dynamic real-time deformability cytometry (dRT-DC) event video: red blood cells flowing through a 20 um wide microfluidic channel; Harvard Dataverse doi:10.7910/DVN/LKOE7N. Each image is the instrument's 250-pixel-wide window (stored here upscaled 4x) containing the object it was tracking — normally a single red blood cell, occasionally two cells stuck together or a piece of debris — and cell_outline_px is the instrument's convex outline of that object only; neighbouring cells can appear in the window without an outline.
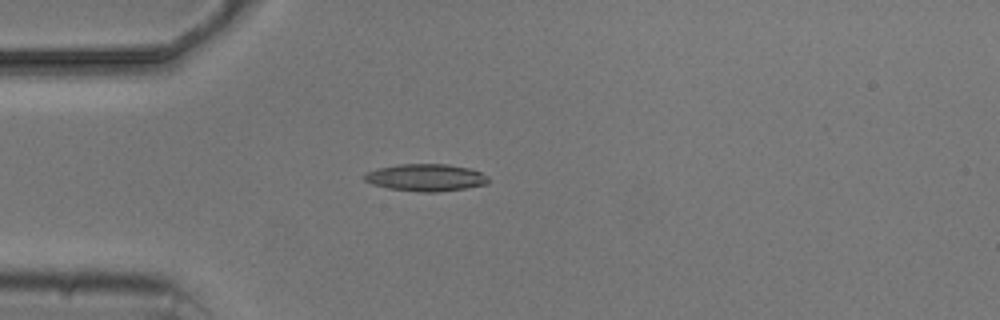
{"species": "common noctule bat (a hibernating species)", "species_latin": "Nyctalus noctula", "temperature_condition": "cold", "stored_images_in_passage": 6, "camera_frame_rate_fps": 3000, "um_per_image_px": 0.085, "animal": {"sex": "male", "body_mass_g": 20.5, "forearm_length_mm": 52.5}, "frame": {"image": 1, "passage_image": 4, "time_ms": 4.667, "image_size_px": [1000, 320], "cell_outline_px": [[488, 184], [440, 192], [420, 192], [388, 188], [372, 184], [364, 180], [364, 172], [380, 168], [400, 164], [448, 164], [472, 168], [488, 176]], "centroid_in_image_um": [36.21, 15.09], "position_along_channel_um": 48.8, "area_um2": 19.71}}